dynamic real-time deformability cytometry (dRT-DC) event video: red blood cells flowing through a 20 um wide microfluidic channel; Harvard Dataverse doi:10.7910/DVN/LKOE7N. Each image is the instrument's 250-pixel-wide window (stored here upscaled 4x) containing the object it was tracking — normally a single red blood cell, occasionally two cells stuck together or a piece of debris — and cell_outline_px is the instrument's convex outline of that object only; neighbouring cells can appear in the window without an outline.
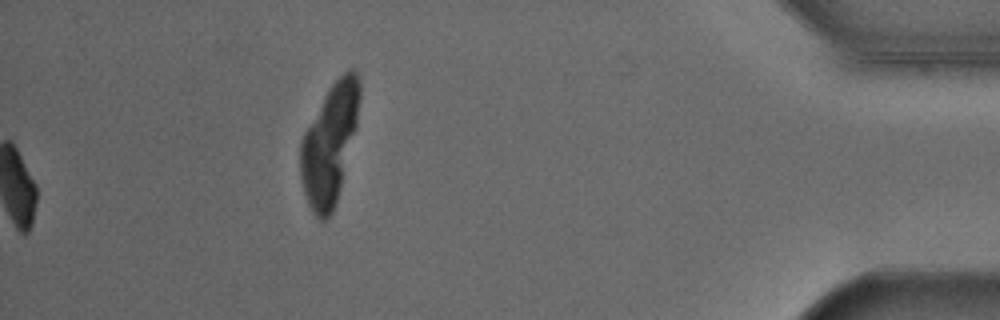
{"species": "Egyptian fruit bat (a non-hibernating species)", "species_latin": "Rousettus aegyptiacus", "temperature_condition": "cold", "stored_images_in_passage": 54, "segment_of_instrument_passage": [2, 2], "camera_frame_rate_fps": 3000, "um_per_image_px": 0.085, "animal": {"sex": "male"}, "frame": {"image": 1, "passage_image": 54, "time_ms": 17.667, "image_size_px": [1000, 320], "cell_outline_px": [[360, 96], [356, 128], [336, 204], [332, 212], [324, 220], [320, 220], [312, 212], [308, 204], [304, 192], [300, 176], [300, 140], [304, 132], [328, 88], [348, 68], [352, 68], [356, 72], [360, 84]], "centroid_in_image_um": [28.01, 12.23], "position_along_channel_um": 407.2, "area_um2": 41.1}}